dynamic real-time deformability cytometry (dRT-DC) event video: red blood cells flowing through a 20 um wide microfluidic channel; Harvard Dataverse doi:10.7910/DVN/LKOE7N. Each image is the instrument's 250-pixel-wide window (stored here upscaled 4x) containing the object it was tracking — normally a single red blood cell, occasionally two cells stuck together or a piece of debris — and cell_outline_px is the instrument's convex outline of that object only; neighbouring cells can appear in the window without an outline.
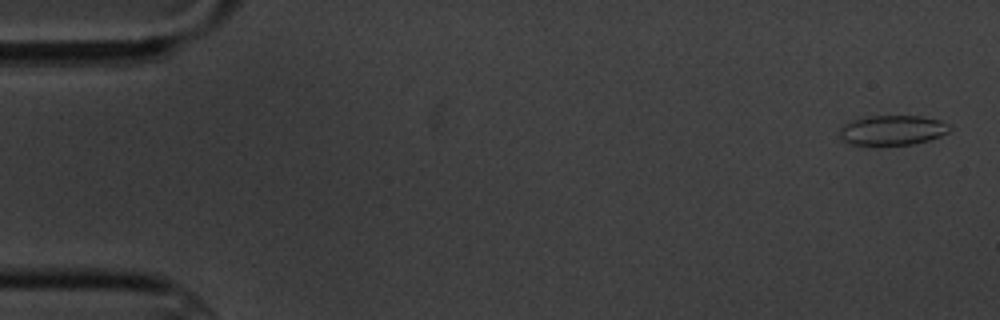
{"species": "common noctule bat (a hibernating species)", "species_latin": "Nyctalus noctula", "temperature_condition": "cold", "stored_images_in_passage": 5, "camera_frame_rate_fps": 3000, "um_per_image_px": 0.085, "animal": {"sex": "male", "body_mass_g": 20.1, "forearm_length_mm": 53.5}, "frame": {"image": 1, "passage_image": 1, "time_ms": 0.0, "image_size_px": [1000, 320], "cell_outline_px": [[952, 128], [948, 132], [940, 136], [928, 140], [912, 144], [880, 148], [848, 144], [840, 136], [840, 128], [844, 124], [852, 120], [872, 116], [920, 116], [940, 120], [948, 124]], "centroid_in_image_um": [75.82, 11.11], "position_along_channel_um": 9.2, "area_um2": 19.77}}
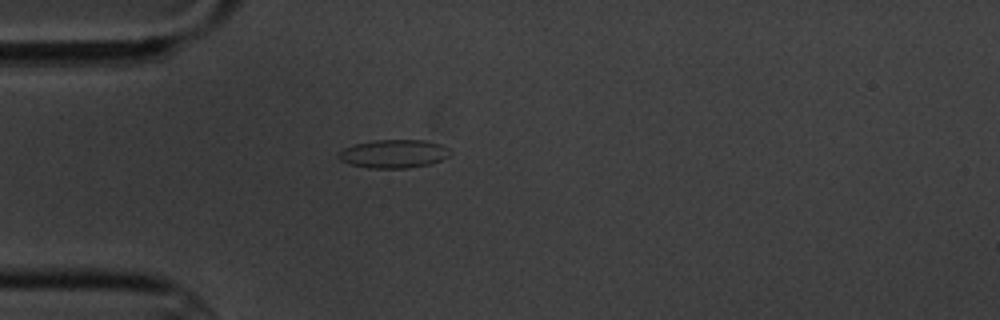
{"frame": {"image": 2, "passage_image": 5, "time_ms": 4.667, "image_size_px": [1000, 320], "cell_outline_px": [[452, 152], [448, 156], [432, 164], [408, 168], [368, 168], [352, 164], [340, 160], [336, 156], [336, 152], [344, 148], [356, 144], [376, 140], [424, 140], [440, 144], [448, 148]], "centroid_in_image_um": [33.46, 13.07], "position_along_channel_um": 51.5, "area_um2": 18.5}}